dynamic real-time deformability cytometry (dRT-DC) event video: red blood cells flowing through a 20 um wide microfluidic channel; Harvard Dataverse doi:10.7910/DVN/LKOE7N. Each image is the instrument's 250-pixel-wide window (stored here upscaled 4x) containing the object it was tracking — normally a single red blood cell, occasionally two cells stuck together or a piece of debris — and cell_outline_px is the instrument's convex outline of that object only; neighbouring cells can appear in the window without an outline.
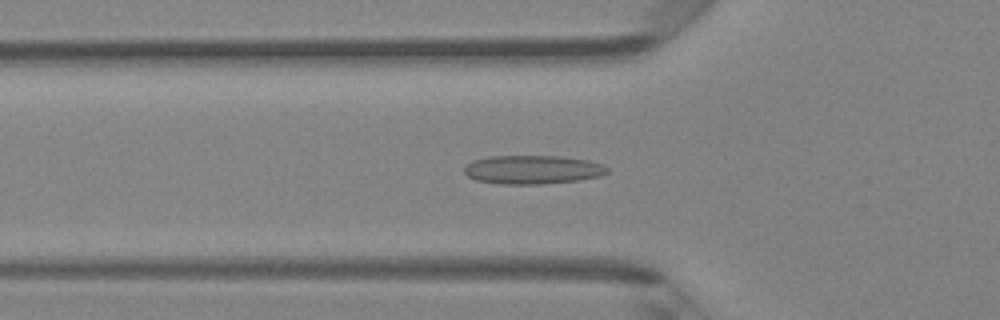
{"species": "Egyptian fruit bat (a non-hibernating species)", "species_latin": "Rousettus aegyptiacus", "temperature_condition": "room temperature", "stored_images_in_passage": 46, "camera_frame_rate_fps": 3000, "um_per_image_px": 0.085, "animal": {"sex": "female"}, "frame": {"image": 1, "passage_image": 15, "time_ms": 4.667, "image_size_px": [1000, 320], "cell_outline_px": [[608, 172], [600, 176], [580, 180], [540, 184], [500, 184], [476, 180], [468, 176], [464, 172], [464, 168], [472, 160], [488, 156], [560, 156], [588, 160], [600, 164], [608, 168]], "centroid_in_image_um": [45.25, 14.42], "position_along_channel_um": 80.5, "area_um2": 23.93}}
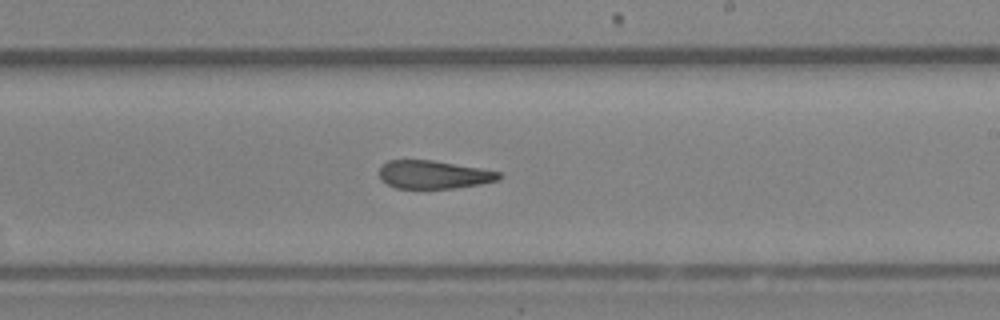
{"frame": {"image": 2, "passage_image": 27, "time_ms": 8.667, "image_size_px": [1000, 320], "cell_outline_px": [[504, 176], [500, 180], [480, 184], [456, 188], [396, 188], [380, 180], [380, 168], [388, 160], [432, 160], [480, 168], [500, 172]], "centroid_in_image_um": [36.9, 14.84], "position_along_channel_um": 252.1, "area_um2": 19.65}}
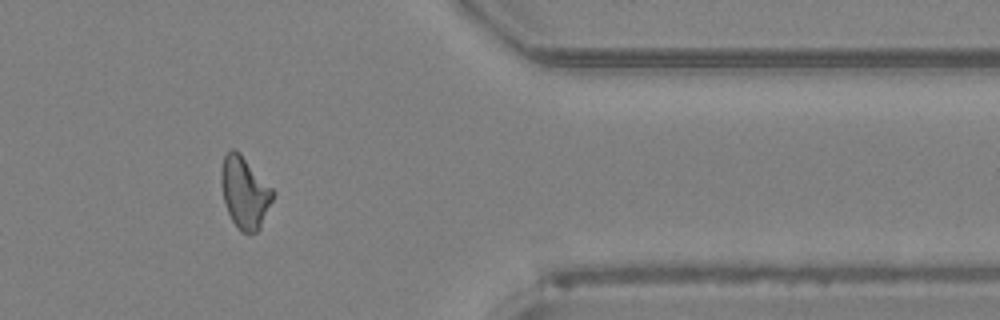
{"frame": {"image": 3, "passage_image": 38, "time_ms": 12.333, "image_size_px": [1000, 320], "cell_outline_px": [[276, 192], [260, 228], [256, 232], [240, 232], [232, 220], [224, 204], [220, 184], [220, 168], [224, 156], [232, 148], [236, 148], [240, 152]], "centroid_in_image_um": [20.78, 16.33], "position_along_channel_um": 390.6, "area_um2": 21.85}, "authors_computed_cell_mechanics": {"area_um2": 21.8195, "velocity_mm_per_s": 4.2954, "shape_relaxation_time_tau1_ms": null, "shape_relaxation_time_tau2_ms": 5.7609, "deformation_change_tau1": null, "deformation_change_tau2": 0.1436}}